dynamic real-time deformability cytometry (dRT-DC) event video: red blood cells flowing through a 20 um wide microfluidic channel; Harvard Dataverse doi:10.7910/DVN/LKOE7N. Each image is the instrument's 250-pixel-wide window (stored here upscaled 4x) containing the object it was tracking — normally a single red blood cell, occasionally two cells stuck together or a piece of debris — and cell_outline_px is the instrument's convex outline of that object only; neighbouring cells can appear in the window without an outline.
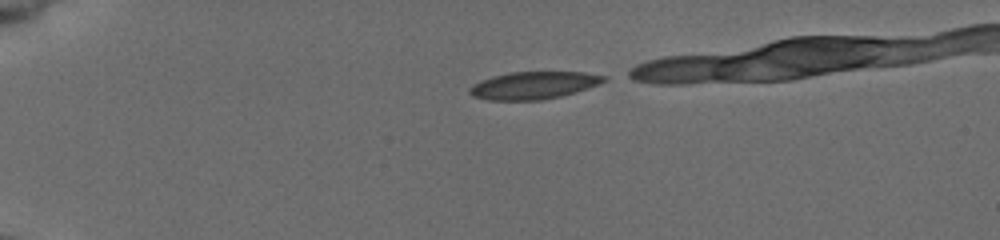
{"species": "common noctule bat (a hibernating species)", "species_latin": "Nyctalus noctula", "temperature_condition": "cold", "stored_images_in_passage": 11, "camera_frame_rate_fps": 3000, "um_per_image_px": 0.085, "animal": {"sex": "female", "body_mass_g": 19.5, "forearm_length_mm": 54.1}, "frame": {"image": 1, "passage_image": 1, "time_ms": 0.0, "image_size_px": [1000, 240], "cell_outline_px": [[608, 80], [600, 84], [560, 96], [540, 100], [488, 100], [472, 96], [468, 92], [468, 88], [472, 84], [480, 80], [492, 76], [512, 72], [584, 72], [608, 76]], "centroid_in_image_um": [45.34, 7.25], "position_along_channel_um": 39.7, "area_um2": 21.56}}
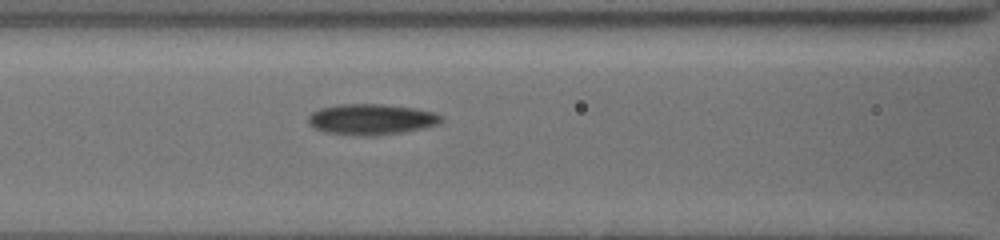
{"frame": {"image": 2, "passage_image": 7, "time_ms": 2.0, "image_size_px": [1000, 240], "cell_outline_px": [[440, 120], [436, 124], [420, 128], [400, 132], [376, 136], [360, 136], [324, 132], [308, 124], [308, 116], [312, 112], [320, 108], [336, 104], [384, 104], [412, 108], [432, 112], [440, 116]], "centroid_in_image_um": [31.46, 10.14], "position_along_channel_um": 135.1, "area_um2": 23.58}}
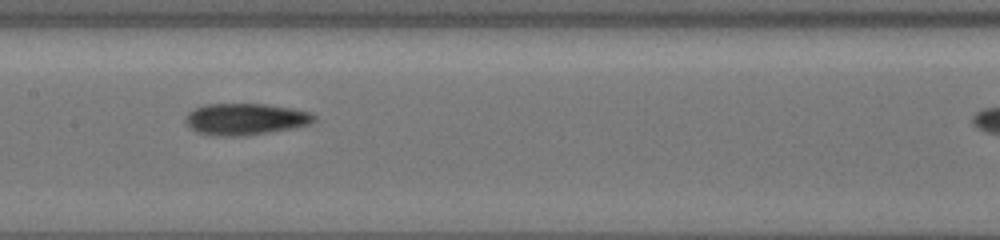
{"frame": {"image": 3, "passage_image": 9, "time_ms": 2.667, "image_size_px": [1000, 240], "cell_outline_px": [[316, 120], [308, 124], [268, 132], [240, 136], [216, 136], [196, 132], [184, 120], [188, 112], [204, 104], [264, 104], [292, 108], [312, 112], [316, 116]], "centroid_in_image_um": [20.84, 10.11], "position_along_channel_um": 186.6, "area_um2": 23.47}}